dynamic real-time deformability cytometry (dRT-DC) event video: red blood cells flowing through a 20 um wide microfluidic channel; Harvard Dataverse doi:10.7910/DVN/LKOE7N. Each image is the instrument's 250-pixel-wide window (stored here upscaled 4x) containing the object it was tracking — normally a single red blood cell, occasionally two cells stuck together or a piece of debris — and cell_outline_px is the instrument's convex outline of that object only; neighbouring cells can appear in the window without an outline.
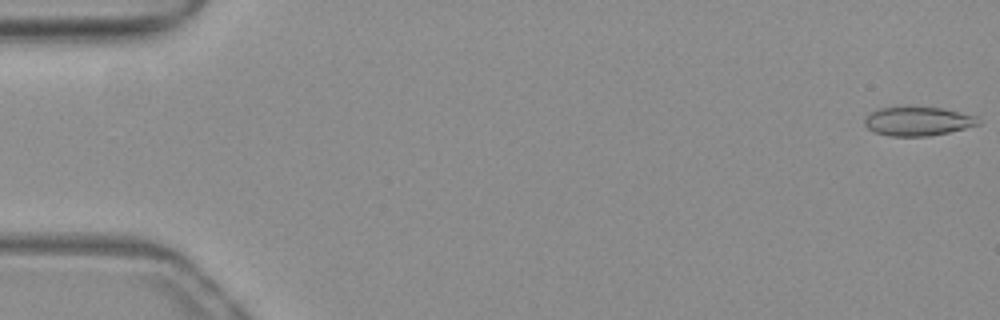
{"species": "common noctule bat (a hibernating species)", "species_latin": "Nyctalus noctula", "temperature_condition": "warm", "stored_images_in_passage": 9, "camera_frame_rate_fps": 3000, "um_per_image_px": 0.085, "animal": {"sex": "female", "body_mass_g": 19.3, "forearm_length_mm": 54.1}, "frame": {"image": 1, "passage_image": 1, "time_ms": 0.0, "image_size_px": [1000, 320], "cell_outline_px": [[980, 124], [948, 132], [928, 136], [888, 136], [872, 132], [864, 124], [864, 116], [880, 108], [900, 104], [904, 104], [940, 108], [976, 116], [980, 120]], "centroid_in_image_um": [77.93, 10.27], "position_along_channel_um": 7.1, "area_um2": 19.77}}